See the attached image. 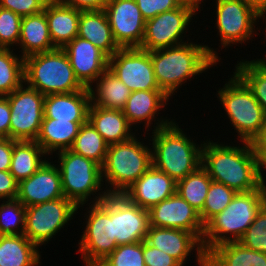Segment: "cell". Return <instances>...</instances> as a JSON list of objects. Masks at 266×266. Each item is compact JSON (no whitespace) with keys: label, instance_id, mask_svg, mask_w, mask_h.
Listing matches in <instances>:
<instances>
[{"label":"cell","instance_id":"6da1fadb","mask_svg":"<svg viewBox=\"0 0 266 266\" xmlns=\"http://www.w3.org/2000/svg\"><path fill=\"white\" fill-rule=\"evenodd\" d=\"M242 143L235 146L206 139L202 146L201 166L213 181L225 184L236 193L250 192L266 184V172H263L266 168L255 155L251 143Z\"/></svg>","mask_w":266,"mask_h":266},{"label":"cell","instance_id":"7a4b0ae2","mask_svg":"<svg viewBox=\"0 0 266 266\" xmlns=\"http://www.w3.org/2000/svg\"><path fill=\"white\" fill-rule=\"evenodd\" d=\"M217 48L204 43H186L151 51L154 74L160 90L170 99L186 82L220 62ZM188 80V81H187ZM178 89V90H177Z\"/></svg>","mask_w":266,"mask_h":266},{"label":"cell","instance_id":"3957f363","mask_svg":"<svg viewBox=\"0 0 266 266\" xmlns=\"http://www.w3.org/2000/svg\"><path fill=\"white\" fill-rule=\"evenodd\" d=\"M147 134H152L149 136L152 138L149 139L152 142V165L175 182L184 179L201 166L204 141L198 144L181 129L177 121L173 120Z\"/></svg>","mask_w":266,"mask_h":266},{"label":"cell","instance_id":"277c9868","mask_svg":"<svg viewBox=\"0 0 266 266\" xmlns=\"http://www.w3.org/2000/svg\"><path fill=\"white\" fill-rule=\"evenodd\" d=\"M266 203V184L250 192L236 193L230 204L205 225L202 247L207 255L214 247L238 242Z\"/></svg>","mask_w":266,"mask_h":266},{"label":"cell","instance_id":"5b68a950","mask_svg":"<svg viewBox=\"0 0 266 266\" xmlns=\"http://www.w3.org/2000/svg\"><path fill=\"white\" fill-rule=\"evenodd\" d=\"M133 136L127 141L110 144L102 169L107 194H123L152 166V148L144 139ZM109 186V187H108Z\"/></svg>","mask_w":266,"mask_h":266},{"label":"cell","instance_id":"8992f818","mask_svg":"<svg viewBox=\"0 0 266 266\" xmlns=\"http://www.w3.org/2000/svg\"><path fill=\"white\" fill-rule=\"evenodd\" d=\"M54 156L58 158L54 163L59 167L63 194L77 209L81 211L85 204L99 203L108 195L105 187H102L101 166L96 162L71 150L57 152Z\"/></svg>","mask_w":266,"mask_h":266},{"label":"cell","instance_id":"52a82bcc","mask_svg":"<svg viewBox=\"0 0 266 266\" xmlns=\"http://www.w3.org/2000/svg\"><path fill=\"white\" fill-rule=\"evenodd\" d=\"M24 83L44 96L86 89L77 79L62 48L24 58Z\"/></svg>","mask_w":266,"mask_h":266},{"label":"cell","instance_id":"ba28073f","mask_svg":"<svg viewBox=\"0 0 266 266\" xmlns=\"http://www.w3.org/2000/svg\"><path fill=\"white\" fill-rule=\"evenodd\" d=\"M231 76L222 88H218L217 100L223 106L227 119H230L229 123L238 135L237 140L241 144L251 143L259 134L265 115L247 85L234 72Z\"/></svg>","mask_w":266,"mask_h":266},{"label":"cell","instance_id":"9c48e42d","mask_svg":"<svg viewBox=\"0 0 266 266\" xmlns=\"http://www.w3.org/2000/svg\"><path fill=\"white\" fill-rule=\"evenodd\" d=\"M88 207V208H87ZM84 211L85 230L78 242L84 266H93L105 259L118 246L113 229V194L96 204H88ZM86 226H85V225Z\"/></svg>","mask_w":266,"mask_h":266},{"label":"cell","instance_id":"30bf717a","mask_svg":"<svg viewBox=\"0 0 266 266\" xmlns=\"http://www.w3.org/2000/svg\"><path fill=\"white\" fill-rule=\"evenodd\" d=\"M78 213L77 206L62 197L26 207L24 235L39 248L48 244ZM75 214V215H74Z\"/></svg>","mask_w":266,"mask_h":266},{"label":"cell","instance_id":"8fae6325","mask_svg":"<svg viewBox=\"0 0 266 266\" xmlns=\"http://www.w3.org/2000/svg\"><path fill=\"white\" fill-rule=\"evenodd\" d=\"M215 27L224 50L233 45L252 42V38L259 35V14L240 0H214ZM258 22V23H257ZM257 26V30L255 28ZM249 40V41H248Z\"/></svg>","mask_w":266,"mask_h":266},{"label":"cell","instance_id":"7c38bea8","mask_svg":"<svg viewBox=\"0 0 266 266\" xmlns=\"http://www.w3.org/2000/svg\"><path fill=\"white\" fill-rule=\"evenodd\" d=\"M6 97L11 109L9 138L35 141L44 118L45 96L23 83Z\"/></svg>","mask_w":266,"mask_h":266},{"label":"cell","instance_id":"4fadbf2b","mask_svg":"<svg viewBox=\"0 0 266 266\" xmlns=\"http://www.w3.org/2000/svg\"><path fill=\"white\" fill-rule=\"evenodd\" d=\"M194 16L196 15L190 9L180 5L178 8L160 13L147 20L144 37L139 48L152 51L190 41L191 39L186 36V33L193 23L192 17ZM185 38L187 40H184Z\"/></svg>","mask_w":266,"mask_h":266},{"label":"cell","instance_id":"5bb4252c","mask_svg":"<svg viewBox=\"0 0 266 266\" xmlns=\"http://www.w3.org/2000/svg\"><path fill=\"white\" fill-rule=\"evenodd\" d=\"M108 69L131 92L160 90L151 61V51L139 47L120 48L109 57Z\"/></svg>","mask_w":266,"mask_h":266},{"label":"cell","instance_id":"9a60e30c","mask_svg":"<svg viewBox=\"0 0 266 266\" xmlns=\"http://www.w3.org/2000/svg\"><path fill=\"white\" fill-rule=\"evenodd\" d=\"M104 10L117 45L120 48L140 47L146 21L136 0H108Z\"/></svg>","mask_w":266,"mask_h":266},{"label":"cell","instance_id":"2e32d148","mask_svg":"<svg viewBox=\"0 0 266 266\" xmlns=\"http://www.w3.org/2000/svg\"><path fill=\"white\" fill-rule=\"evenodd\" d=\"M170 100L171 99L162 90L134 91L131 92L122 111L130 125L134 127V129L137 127L134 131H138L137 129L141 127V123L143 125L142 127L145 126L146 132L144 131L142 137L145 135L147 138L148 136H146V133L148 131L151 132L152 127V131H154L170 124L174 120L173 118H164L162 115H159L161 113L160 111L166 108ZM158 116H160V118ZM153 122L155 123L152 126L151 124H153Z\"/></svg>","mask_w":266,"mask_h":266},{"label":"cell","instance_id":"e0dca14e","mask_svg":"<svg viewBox=\"0 0 266 266\" xmlns=\"http://www.w3.org/2000/svg\"><path fill=\"white\" fill-rule=\"evenodd\" d=\"M148 211L150 226L186 230L202 241L204 224L199 212L177 193L152 206Z\"/></svg>","mask_w":266,"mask_h":266},{"label":"cell","instance_id":"ac0fdd59","mask_svg":"<svg viewBox=\"0 0 266 266\" xmlns=\"http://www.w3.org/2000/svg\"><path fill=\"white\" fill-rule=\"evenodd\" d=\"M149 211L132 203L123 194H113V229L117 245L146 240Z\"/></svg>","mask_w":266,"mask_h":266},{"label":"cell","instance_id":"d6986e66","mask_svg":"<svg viewBox=\"0 0 266 266\" xmlns=\"http://www.w3.org/2000/svg\"><path fill=\"white\" fill-rule=\"evenodd\" d=\"M146 241L153 247L173 257L181 266L190 261L192 252L199 266H206V254L201 241L191 232L180 229L150 226ZM194 250V251H193Z\"/></svg>","mask_w":266,"mask_h":266},{"label":"cell","instance_id":"ffe728a7","mask_svg":"<svg viewBox=\"0 0 266 266\" xmlns=\"http://www.w3.org/2000/svg\"><path fill=\"white\" fill-rule=\"evenodd\" d=\"M62 49L68 55L77 79L85 88H89L108 69L109 57L86 39L76 36Z\"/></svg>","mask_w":266,"mask_h":266},{"label":"cell","instance_id":"44dd1931","mask_svg":"<svg viewBox=\"0 0 266 266\" xmlns=\"http://www.w3.org/2000/svg\"><path fill=\"white\" fill-rule=\"evenodd\" d=\"M47 161L29 178L18 184L17 200L25 207L65 197L59 167Z\"/></svg>","mask_w":266,"mask_h":266},{"label":"cell","instance_id":"7402d4cb","mask_svg":"<svg viewBox=\"0 0 266 266\" xmlns=\"http://www.w3.org/2000/svg\"><path fill=\"white\" fill-rule=\"evenodd\" d=\"M176 193V182L153 165L124 193L132 203L149 210Z\"/></svg>","mask_w":266,"mask_h":266},{"label":"cell","instance_id":"603a6c76","mask_svg":"<svg viewBox=\"0 0 266 266\" xmlns=\"http://www.w3.org/2000/svg\"><path fill=\"white\" fill-rule=\"evenodd\" d=\"M88 88L72 93L50 94L44 100V118L87 122L90 108Z\"/></svg>","mask_w":266,"mask_h":266},{"label":"cell","instance_id":"cb8c5ba5","mask_svg":"<svg viewBox=\"0 0 266 266\" xmlns=\"http://www.w3.org/2000/svg\"><path fill=\"white\" fill-rule=\"evenodd\" d=\"M44 12L50 37L56 48H63L78 36L80 9L65 5L57 0H49Z\"/></svg>","mask_w":266,"mask_h":266},{"label":"cell","instance_id":"d4e9b609","mask_svg":"<svg viewBox=\"0 0 266 266\" xmlns=\"http://www.w3.org/2000/svg\"><path fill=\"white\" fill-rule=\"evenodd\" d=\"M78 36L90 41L108 57H111L120 49L114 41L110 23L104 9L81 10Z\"/></svg>","mask_w":266,"mask_h":266},{"label":"cell","instance_id":"484cf974","mask_svg":"<svg viewBox=\"0 0 266 266\" xmlns=\"http://www.w3.org/2000/svg\"><path fill=\"white\" fill-rule=\"evenodd\" d=\"M88 121L109 145L127 141L136 135L122 110L105 109L91 104Z\"/></svg>","mask_w":266,"mask_h":266},{"label":"cell","instance_id":"4316f807","mask_svg":"<svg viewBox=\"0 0 266 266\" xmlns=\"http://www.w3.org/2000/svg\"><path fill=\"white\" fill-rule=\"evenodd\" d=\"M18 48H21L19 53L21 52L23 58L56 49L50 37L44 11L22 17Z\"/></svg>","mask_w":266,"mask_h":266},{"label":"cell","instance_id":"83f0119b","mask_svg":"<svg viewBox=\"0 0 266 266\" xmlns=\"http://www.w3.org/2000/svg\"><path fill=\"white\" fill-rule=\"evenodd\" d=\"M84 123L43 118L39 135L35 141L51 158L54 152L70 149Z\"/></svg>","mask_w":266,"mask_h":266},{"label":"cell","instance_id":"f1b7e54d","mask_svg":"<svg viewBox=\"0 0 266 266\" xmlns=\"http://www.w3.org/2000/svg\"><path fill=\"white\" fill-rule=\"evenodd\" d=\"M88 90L91 104L114 110H123L131 94L130 89L109 69Z\"/></svg>","mask_w":266,"mask_h":266},{"label":"cell","instance_id":"f546056e","mask_svg":"<svg viewBox=\"0 0 266 266\" xmlns=\"http://www.w3.org/2000/svg\"><path fill=\"white\" fill-rule=\"evenodd\" d=\"M40 253L24 234L0 235V266H39Z\"/></svg>","mask_w":266,"mask_h":266},{"label":"cell","instance_id":"4dcf8cb0","mask_svg":"<svg viewBox=\"0 0 266 266\" xmlns=\"http://www.w3.org/2000/svg\"><path fill=\"white\" fill-rule=\"evenodd\" d=\"M206 266H266V253L227 242L214 247L206 255Z\"/></svg>","mask_w":266,"mask_h":266},{"label":"cell","instance_id":"1f68e13d","mask_svg":"<svg viewBox=\"0 0 266 266\" xmlns=\"http://www.w3.org/2000/svg\"><path fill=\"white\" fill-rule=\"evenodd\" d=\"M46 156L36 141L14 140L9 172L20 182L32 176L47 161Z\"/></svg>","mask_w":266,"mask_h":266},{"label":"cell","instance_id":"d6a6232c","mask_svg":"<svg viewBox=\"0 0 266 266\" xmlns=\"http://www.w3.org/2000/svg\"><path fill=\"white\" fill-rule=\"evenodd\" d=\"M109 144L101 134L87 121L80 130L69 150L87 159L93 160L101 167L106 158Z\"/></svg>","mask_w":266,"mask_h":266},{"label":"cell","instance_id":"836d02e7","mask_svg":"<svg viewBox=\"0 0 266 266\" xmlns=\"http://www.w3.org/2000/svg\"><path fill=\"white\" fill-rule=\"evenodd\" d=\"M261 58L237 61L234 73L252 91L266 117V63Z\"/></svg>","mask_w":266,"mask_h":266},{"label":"cell","instance_id":"e575fe53","mask_svg":"<svg viewBox=\"0 0 266 266\" xmlns=\"http://www.w3.org/2000/svg\"><path fill=\"white\" fill-rule=\"evenodd\" d=\"M212 181L208 172L200 166L195 172L176 182V193L200 213Z\"/></svg>","mask_w":266,"mask_h":266},{"label":"cell","instance_id":"d590c367","mask_svg":"<svg viewBox=\"0 0 266 266\" xmlns=\"http://www.w3.org/2000/svg\"><path fill=\"white\" fill-rule=\"evenodd\" d=\"M13 50L0 48V96L10 95L24 83V58Z\"/></svg>","mask_w":266,"mask_h":266},{"label":"cell","instance_id":"8d00e7d4","mask_svg":"<svg viewBox=\"0 0 266 266\" xmlns=\"http://www.w3.org/2000/svg\"><path fill=\"white\" fill-rule=\"evenodd\" d=\"M1 202L0 235L24 234L26 207L17 199L1 200Z\"/></svg>","mask_w":266,"mask_h":266},{"label":"cell","instance_id":"74e56055","mask_svg":"<svg viewBox=\"0 0 266 266\" xmlns=\"http://www.w3.org/2000/svg\"><path fill=\"white\" fill-rule=\"evenodd\" d=\"M235 195L236 192L230 187L212 181L203 210L199 213L202 223L205 225L212 217L223 211Z\"/></svg>","mask_w":266,"mask_h":266},{"label":"cell","instance_id":"f35d334b","mask_svg":"<svg viewBox=\"0 0 266 266\" xmlns=\"http://www.w3.org/2000/svg\"><path fill=\"white\" fill-rule=\"evenodd\" d=\"M93 266H145L143 241L118 245L111 254Z\"/></svg>","mask_w":266,"mask_h":266},{"label":"cell","instance_id":"ab89813d","mask_svg":"<svg viewBox=\"0 0 266 266\" xmlns=\"http://www.w3.org/2000/svg\"><path fill=\"white\" fill-rule=\"evenodd\" d=\"M238 242L249 249L266 253V203Z\"/></svg>","mask_w":266,"mask_h":266},{"label":"cell","instance_id":"60d3db41","mask_svg":"<svg viewBox=\"0 0 266 266\" xmlns=\"http://www.w3.org/2000/svg\"><path fill=\"white\" fill-rule=\"evenodd\" d=\"M22 17L9 9L0 7V48H17ZM12 46V47H11Z\"/></svg>","mask_w":266,"mask_h":266},{"label":"cell","instance_id":"b9f144b4","mask_svg":"<svg viewBox=\"0 0 266 266\" xmlns=\"http://www.w3.org/2000/svg\"><path fill=\"white\" fill-rule=\"evenodd\" d=\"M49 0H0V7L9 9L21 17L44 11Z\"/></svg>","mask_w":266,"mask_h":266},{"label":"cell","instance_id":"7bdbcfd3","mask_svg":"<svg viewBox=\"0 0 266 266\" xmlns=\"http://www.w3.org/2000/svg\"><path fill=\"white\" fill-rule=\"evenodd\" d=\"M145 21L180 6L179 0H136Z\"/></svg>","mask_w":266,"mask_h":266},{"label":"cell","instance_id":"ee69618b","mask_svg":"<svg viewBox=\"0 0 266 266\" xmlns=\"http://www.w3.org/2000/svg\"><path fill=\"white\" fill-rule=\"evenodd\" d=\"M145 266H181L173 257L143 241Z\"/></svg>","mask_w":266,"mask_h":266},{"label":"cell","instance_id":"f6af8a7d","mask_svg":"<svg viewBox=\"0 0 266 266\" xmlns=\"http://www.w3.org/2000/svg\"><path fill=\"white\" fill-rule=\"evenodd\" d=\"M18 184L9 171H0V201L17 199Z\"/></svg>","mask_w":266,"mask_h":266},{"label":"cell","instance_id":"bcb514c9","mask_svg":"<svg viewBox=\"0 0 266 266\" xmlns=\"http://www.w3.org/2000/svg\"><path fill=\"white\" fill-rule=\"evenodd\" d=\"M255 155L266 168V117L259 134L251 141Z\"/></svg>","mask_w":266,"mask_h":266},{"label":"cell","instance_id":"7dc6e473","mask_svg":"<svg viewBox=\"0 0 266 266\" xmlns=\"http://www.w3.org/2000/svg\"><path fill=\"white\" fill-rule=\"evenodd\" d=\"M11 109L6 96H0V138H9Z\"/></svg>","mask_w":266,"mask_h":266},{"label":"cell","instance_id":"c3c4849f","mask_svg":"<svg viewBox=\"0 0 266 266\" xmlns=\"http://www.w3.org/2000/svg\"><path fill=\"white\" fill-rule=\"evenodd\" d=\"M14 140L0 138V171H9L13 153Z\"/></svg>","mask_w":266,"mask_h":266},{"label":"cell","instance_id":"681fc988","mask_svg":"<svg viewBox=\"0 0 266 266\" xmlns=\"http://www.w3.org/2000/svg\"><path fill=\"white\" fill-rule=\"evenodd\" d=\"M65 5L80 10H102L108 0H57Z\"/></svg>","mask_w":266,"mask_h":266},{"label":"cell","instance_id":"f907efd6","mask_svg":"<svg viewBox=\"0 0 266 266\" xmlns=\"http://www.w3.org/2000/svg\"><path fill=\"white\" fill-rule=\"evenodd\" d=\"M206 0H179L181 6L190 9L195 15L198 14V10L201 11L202 2ZM197 12V14H196Z\"/></svg>","mask_w":266,"mask_h":266},{"label":"cell","instance_id":"816d5d0a","mask_svg":"<svg viewBox=\"0 0 266 266\" xmlns=\"http://www.w3.org/2000/svg\"><path fill=\"white\" fill-rule=\"evenodd\" d=\"M254 9L258 14L266 8V0H240Z\"/></svg>","mask_w":266,"mask_h":266},{"label":"cell","instance_id":"f5cc1de1","mask_svg":"<svg viewBox=\"0 0 266 266\" xmlns=\"http://www.w3.org/2000/svg\"><path fill=\"white\" fill-rule=\"evenodd\" d=\"M260 18L264 20L262 22H265L266 24V8L259 13V21H260ZM265 36H266V26H265Z\"/></svg>","mask_w":266,"mask_h":266},{"label":"cell","instance_id":"db71d44e","mask_svg":"<svg viewBox=\"0 0 266 266\" xmlns=\"http://www.w3.org/2000/svg\"><path fill=\"white\" fill-rule=\"evenodd\" d=\"M264 57L266 58V56H263L262 60L266 63V59Z\"/></svg>","mask_w":266,"mask_h":266}]
</instances>
